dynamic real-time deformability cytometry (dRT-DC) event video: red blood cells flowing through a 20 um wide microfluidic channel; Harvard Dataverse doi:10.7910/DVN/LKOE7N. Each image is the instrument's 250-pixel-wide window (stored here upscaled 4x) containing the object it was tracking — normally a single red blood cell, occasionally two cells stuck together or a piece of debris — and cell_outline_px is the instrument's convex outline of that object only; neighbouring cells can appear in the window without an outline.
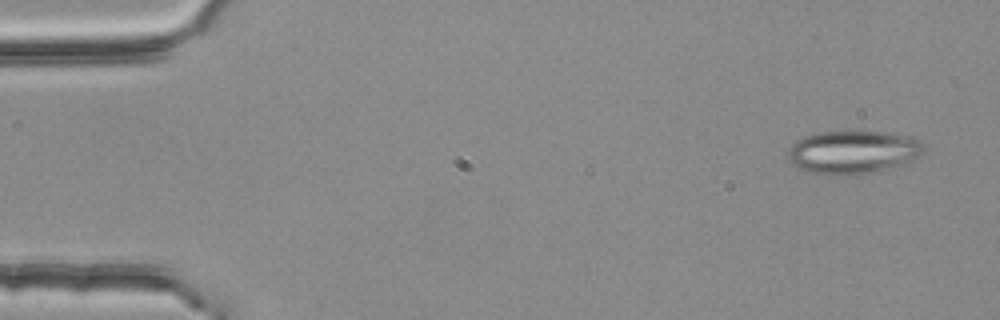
{"species": "common noctule bat (a hibernating species)", "species_latin": "Nyctalus noctula", "temperature_condition": "room temperature", "stored_images_in_passage": 12, "camera_frame_rate_fps": 3000, "um_per_image_px": 0.085, "animal": {"sex": "female", "body_mass_g": 25.1}, "frame": {"image": 1, "passage_image": 3, "time_ms": 0.667, "image_size_px": [1000, 320], "cell_outline_px": [[924, 152], [920, 156], [904, 164], [864, 172], [840, 176], [812, 172], [800, 168], [792, 164], [788, 160], [788, 152], [792, 144], [796, 140], [804, 136], [820, 132], [888, 132], [908, 136], [920, 140], [924, 144]], "centroid_in_image_um": [72.51, 12.91], "position_along_channel_um": 12.5, "area_um2": 33.76}}